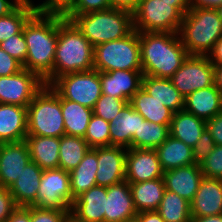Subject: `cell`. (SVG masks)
<instances>
[{
  "label": "cell",
  "instance_id": "6da1fadb",
  "mask_svg": "<svg viewBox=\"0 0 222 222\" xmlns=\"http://www.w3.org/2000/svg\"><path fill=\"white\" fill-rule=\"evenodd\" d=\"M23 34L27 45L23 68L36 73L45 85H50L58 41V16L34 13L25 23Z\"/></svg>",
  "mask_w": 222,
  "mask_h": 222
},
{
  "label": "cell",
  "instance_id": "7a4b0ae2",
  "mask_svg": "<svg viewBox=\"0 0 222 222\" xmlns=\"http://www.w3.org/2000/svg\"><path fill=\"white\" fill-rule=\"evenodd\" d=\"M143 75L169 79L189 56L178 33L139 32Z\"/></svg>",
  "mask_w": 222,
  "mask_h": 222
},
{
  "label": "cell",
  "instance_id": "3957f363",
  "mask_svg": "<svg viewBox=\"0 0 222 222\" xmlns=\"http://www.w3.org/2000/svg\"><path fill=\"white\" fill-rule=\"evenodd\" d=\"M94 47L66 18L58 16V41L54 56L53 81L61 75L94 69Z\"/></svg>",
  "mask_w": 222,
  "mask_h": 222
},
{
  "label": "cell",
  "instance_id": "277c9868",
  "mask_svg": "<svg viewBox=\"0 0 222 222\" xmlns=\"http://www.w3.org/2000/svg\"><path fill=\"white\" fill-rule=\"evenodd\" d=\"M178 34L189 55H208L222 37V20L217 9L190 8L183 16Z\"/></svg>",
  "mask_w": 222,
  "mask_h": 222
},
{
  "label": "cell",
  "instance_id": "5b68a950",
  "mask_svg": "<svg viewBox=\"0 0 222 222\" xmlns=\"http://www.w3.org/2000/svg\"><path fill=\"white\" fill-rule=\"evenodd\" d=\"M93 47L125 38L133 29L132 13L109 8L80 15H67Z\"/></svg>",
  "mask_w": 222,
  "mask_h": 222
},
{
  "label": "cell",
  "instance_id": "8992f818",
  "mask_svg": "<svg viewBox=\"0 0 222 222\" xmlns=\"http://www.w3.org/2000/svg\"><path fill=\"white\" fill-rule=\"evenodd\" d=\"M27 135H66L61 96L50 85H44L27 106Z\"/></svg>",
  "mask_w": 222,
  "mask_h": 222
},
{
  "label": "cell",
  "instance_id": "52a82bcc",
  "mask_svg": "<svg viewBox=\"0 0 222 222\" xmlns=\"http://www.w3.org/2000/svg\"><path fill=\"white\" fill-rule=\"evenodd\" d=\"M190 3H166L163 0H141L132 13L137 32L179 33L183 16Z\"/></svg>",
  "mask_w": 222,
  "mask_h": 222
},
{
  "label": "cell",
  "instance_id": "ba28073f",
  "mask_svg": "<svg viewBox=\"0 0 222 222\" xmlns=\"http://www.w3.org/2000/svg\"><path fill=\"white\" fill-rule=\"evenodd\" d=\"M93 66L100 72L142 70L139 32L95 46Z\"/></svg>",
  "mask_w": 222,
  "mask_h": 222
},
{
  "label": "cell",
  "instance_id": "9c48e42d",
  "mask_svg": "<svg viewBox=\"0 0 222 222\" xmlns=\"http://www.w3.org/2000/svg\"><path fill=\"white\" fill-rule=\"evenodd\" d=\"M50 86L63 98L93 109L102 95L100 71L72 72L56 78Z\"/></svg>",
  "mask_w": 222,
  "mask_h": 222
},
{
  "label": "cell",
  "instance_id": "30bf717a",
  "mask_svg": "<svg viewBox=\"0 0 222 222\" xmlns=\"http://www.w3.org/2000/svg\"><path fill=\"white\" fill-rule=\"evenodd\" d=\"M183 97L215 84L214 65L207 55H189L169 78Z\"/></svg>",
  "mask_w": 222,
  "mask_h": 222
},
{
  "label": "cell",
  "instance_id": "8fae6325",
  "mask_svg": "<svg viewBox=\"0 0 222 222\" xmlns=\"http://www.w3.org/2000/svg\"><path fill=\"white\" fill-rule=\"evenodd\" d=\"M35 206L46 209L71 210L72 193L69 172L60 168L43 170Z\"/></svg>",
  "mask_w": 222,
  "mask_h": 222
},
{
  "label": "cell",
  "instance_id": "7c38bea8",
  "mask_svg": "<svg viewBox=\"0 0 222 222\" xmlns=\"http://www.w3.org/2000/svg\"><path fill=\"white\" fill-rule=\"evenodd\" d=\"M44 85L36 73L25 68L10 76H0V103L27 107Z\"/></svg>",
  "mask_w": 222,
  "mask_h": 222
},
{
  "label": "cell",
  "instance_id": "4fadbf2b",
  "mask_svg": "<svg viewBox=\"0 0 222 222\" xmlns=\"http://www.w3.org/2000/svg\"><path fill=\"white\" fill-rule=\"evenodd\" d=\"M159 178H163V170L155 149H127L125 180L129 184Z\"/></svg>",
  "mask_w": 222,
  "mask_h": 222
},
{
  "label": "cell",
  "instance_id": "5bb4252c",
  "mask_svg": "<svg viewBox=\"0 0 222 222\" xmlns=\"http://www.w3.org/2000/svg\"><path fill=\"white\" fill-rule=\"evenodd\" d=\"M127 148L97 147L96 185L109 187L125 180Z\"/></svg>",
  "mask_w": 222,
  "mask_h": 222
},
{
  "label": "cell",
  "instance_id": "9a60e30c",
  "mask_svg": "<svg viewBox=\"0 0 222 222\" xmlns=\"http://www.w3.org/2000/svg\"><path fill=\"white\" fill-rule=\"evenodd\" d=\"M30 161L25 141L0 144V187L10 188Z\"/></svg>",
  "mask_w": 222,
  "mask_h": 222
},
{
  "label": "cell",
  "instance_id": "2e32d148",
  "mask_svg": "<svg viewBox=\"0 0 222 222\" xmlns=\"http://www.w3.org/2000/svg\"><path fill=\"white\" fill-rule=\"evenodd\" d=\"M142 70L100 72L102 94L130 101L142 87Z\"/></svg>",
  "mask_w": 222,
  "mask_h": 222
},
{
  "label": "cell",
  "instance_id": "e0dca14e",
  "mask_svg": "<svg viewBox=\"0 0 222 222\" xmlns=\"http://www.w3.org/2000/svg\"><path fill=\"white\" fill-rule=\"evenodd\" d=\"M191 217L222 214V180L203 177L190 202Z\"/></svg>",
  "mask_w": 222,
  "mask_h": 222
},
{
  "label": "cell",
  "instance_id": "ac0fdd59",
  "mask_svg": "<svg viewBox=\"0 0 222 222\" xmlns=\"http://www.w3.org/2000/svg\"><path fill=\"white\" fill-rule=\"evenodd\" d=\"M136 215L131 189L126 180L107 187L104 222H124Z\"/></svg>",
  "mask_w": 222,
  "mask_h": 222
},
{
  "label": "cell",
  "instance_id": "d6986e66",
  "mask_svg": "<svg viewBox=\"0 0 222 222\" xmlns=\"http://www.w3.org/2000/svg\"><path fill=\"white\" fill-rule=\"evenodd\" d=\"M199 164H191L163 172L166 190L191 202L203 178Z\"/></svg>",
  "mask_w": 222,
  "mask_h": 222
},
{
  "label": "cell",
  "instance_id": "ffe728a7",
  "mask_svg": "<svg viewBox=\"0 0 222 222\" xmlns=\"http://www.w3.org/2000/svg\"><path fill=\"white\" fill-rule=\"evenodd\" d=\"M27 107L0 103V144L25 141Z\"/></svg>",
  "mask_w": 222,
  "mask_h": 222
},
{
  "label": "cell",
  "instance_id": "44dd1931",
  "mask_svg": "<svg viewBox=\"0 0 222 222\" xmlns=\"http://www.w3.org/2000/svg\"><path fill=\"white\" fill-rule=\"evenodd\" d=\"M42 175L43 169L35 162L30 161L25 166L20 176L9 188L17 207L35 206Z\"/></svg>",
  "mask_w": 222,
  "mask_h": 222
},
{
  "label": "cell",
  "instance_id": "7402d4cb",
  "mask_svg": "<svg viewBox=\"0 0 222 222\" xmlns=\"http://www.w3.org/2000/svg\"><path fill=\"white\" fill-rule=\"evenodd\" d=\"M184 110L204 121L222 112V95L216 85L199 89L184 99Z\"/></svg>",
  "mask_w": 222,
  "mask_h": 222
},
{
  "label": "cell",
  "instance_id": "603a6c76",
  "mask_svg": "<svg viewBox=\"0 0 222 222\" xmlns=\"http://www.w3.org/2000/svg\"><path fill=\"white\" fill-rule=\"evenodd\" d=\"M106 199L107 187L93 186L74 200L71 211L87 222H104Z\"/></svg>",
  "mask_w": 222,
  "mask_h": 222
},
{
  "label": "cell",
  "instance_id": "cb8c5ba5",
  "mask_svg": "<svg viewBox=\"0 0 222 222\" xmlns=\"http://www.w3.org/2000/svg\"><path fill=\"white\" fill-rule=\"evenodd\" d=\"M144 120V117L127 103L121 114L110 121V146L132 148V137L138 134L140 121Z\"/></svg>",
  "mask_w": 222,
  "mask_h": 222
},
{
  "label": "cell",
  "instance_id": "d4e9b609",
  "mask_svg": "<svg viewBox=\"0 0 222 222\" xmlns=\"http://www.w3.org/2000/svg\"><path fill=\"white\" fill-rule=\"evenodd\" d=\"M31 161L41 169H57L59 165L60 138L27 135L25 138Z\"/></svg>",
  "mask_w": 222,
  "mask_h": 222
},
{
  "label": "cell",
  "instance_id": "484cf974",
  "mask_svg": "<svg viewBox=\"0 0 222 222\" xmlns=\"http://www.w3.org/2000/svg\"><path fill=\"white\" fill-rule=\"evenodd\" d=\"M205 129L206 121L183 109L173 114L169 133L193 148Z\"/></svg>",
  "mask_w": 222,
  "mask_h": 222
},
{
  "label": "cell",
  "instance_id": "4316f807",
  "mask_svg": "<svg viewBox=\"0 0 222 222\" xmlns=\"http://www.w3.org/2000/svg\"><path fill=\"white\" fill-rule=\"evenodd\" d=\"M155 150L163 172L195 164L193 148L171 135Z\"/></svg>",
  "mask_w": 222,
  "mask_h": 222
},
{
  "label": "cell",
  "instance_id": "83f0119b",
  "mask_svg": "<svg viewBox=\"0 0 222 222\" xmlns=\"http://www.w3.org/2000/svg\"><path fill=\"white\" fill-rule=\"evenodd\" d=\"M129 104L145 120L167 125L170 128L174 112L167 108L163 102L149 95L142 87L130 99Z\"/></svg>",
  "mask_w": 222,
  "mask_h": 222
},
{
  "label": "cell",
  "instance_id": "f1b7e54d",
  "mask_svg": "<svg viewBox=\"0 0 222 222\" xmlns=\"http://www.w3.org/2000/svg\"><path fill=\"white\" fill-rule=\"evenodd\" d=\"M137 213L157 211L166 190L163 178L129 184Z\"/></svg>",
  "mask_w": 222,
  "mask_h": 222
},
{
  "label": "cell",
  "instance_id": "f546056e",
  "mask_svg": "<svg viewBox=\"0 0 222 222\" xmlns=\"http://www.w3.org/2000/svg\"><path fill=\"white\" fill-rule=\"evenodd\" d=\"M97 148H90L78 166L69 172L72 204L82 193L96 186Z\"/></svg>",
  "mask_w": 222,
  "mask_h": 222
},
{
  "label": "cell",
  "instance_id": "4dcf8cb0",
  "mask_svg": "<svg viewBox=\"0 0 222 222\" xmlns=\"http://www.w3.org/2000/svg\"><path fill=\"white\" fill-rule=\"evenodd\" d=\"M142 88L174 113L184 109L185 97L174 87L170 79L143 75Z\"/></svg>",
  "mask_w": 222,
  "mask_h": 222
},
{
  "label": "cell",
  "instance_id": "1f68e13d",
  "mask_svg": "<svg viewBox=\"0 0 222 222\" xmlns=\"http://www.w3.org/2000/svg\"><path fill=\"white\" fill-rule=\"evenodd\" d=\"M61 111L66 135L84 138L93 109L61 97Z\"/></svg>",
  "mask_w": 222,
  "mask_h": 222
},
{
  "label": "cell",
  "instance_id": "d6a6232c",
  "mask_svg": "<svg viewBox=\"0 0 222 222\" xmlns=\"http://www.w3.org/2000/svg\"><path fill=\"white\" fill-rule=\"evenodd\" d=\"M90 149L83 137L63 135L60 137L58 168L67 172L75 169Z\"/></svg>",
  "mask_w": 222,
  "mask_h": 222
},
{
  "label": "cell",
  "instance_id": "836d02e7",
  "mask_svg": "<svg viewBox=\"0 0 222 222\" xmlns=\"http://www.w3.org/2000/svg\"><path fill=\"white\" fill-rule=\"evenodd\" d=\"M157 212L164 222H191L190 202L177 193L165 190Z\"/></svg>",
  "mask_w": 222,
  "mask_h": 222
},
{
  "label": "cell",
  "instance_id": "e575fe53",
  "mask_svg": "<svg viewBox=\"0 0 222 222\" xmlns=\"http://www.w3.org/2000/svg\"><path fill=\"white\" fill-rule=\"evenodd\" d=\"M170 135L167 125L156 124L147 120L140 121L138 134L132 137V148L156 149Z\"/></svg>",
  "mask_w": 222,
  "mask_h": 222
},
{
  "label": "cell",
  "instance_id": "d590c367",
  "mask_svg": "<svg viewBox=\"0 0 222 222\" xmlns=\"http://www.w3.org/2000/svg\"><path fill=\"white\" fill-rule=\"evenodd\" d=\"M35 13L28 0H24L13 12L0 17V43L23 30L27 20Z\"/></svg>",
  "mask_w": 222,
  "mask_h": 222
},
{
  "label": "cell",
  "instance_id": "8d00e7d4",
  "mask_svg": "<svg viewBox=\"0 0 222 222\" xmlns=\"http://www.w3.org/2000/svg\"><path fill=\"white\" fill-rule=\"evenodd\" d=\"M110 122L92 115L84 139L90 148L110 146Z\"/></svg>",
  "mask_w": 222,
  "mask_h": 222
},
{
  "label": "cell",
  "instance_id": "74e56055",
  "mask_svg": "<svg viewBox=\"0 0 222 222\" xmlns=\"http://www.w3.org/2000/svg\"><path fill=\"white\" fill-rule=\"evenodd\" d=\"M127 103L129 102L126 100L102 94L95 103L93 114L110 122L121 114Z\"/></svg>",
  "mask_w": 222,
  "mask_h": 222
},
{
  "label": "cell",
  "instance_id": "f35d334b",
  "mask_svg": "<svg viewBox=\"0 0 222 222\" xmlns=\"http://www.w3.org/2000/svg\"><path fill=\"white\" fill-rule=\"evenodd\" d=\"M35 13L65 18L75 7L76 0H45L42 4L34 5L28 0Z\"/></svg>",
  "mask_w": 222,
  "mask_h": 222
},
{
  "label": "cell",
  "instance_id": "ab89813d",
  "mask_svg": "<svg viewBox=\"0 0 222 222\" xmlns=\"http://www.w3.org/2000/svg\"><path fill=\"white\" fill-rule=\"evenodd\" d=\"M199 165L204 177L222 180V145H216Z\"/></svg>",
  "mask_w": 222,
  "mask_h": 222
},
{
  "label": "cell",
  "instance_id": "60d3db41",
  "mask_svg": "<svg viewBox=\"0 0 222 222\" xmlns=\"http://www.w3.org/2000/svg\"><path fill=\"white\" fill-rule=\"evenodd\" d=\"M0 47L14 59L24 65L27 55V45L24 38L23 30L11 37H8L2 43Z\"/></svg>",
  "mask_w": 222,
  "mask_h": 222
},
{
  "label": "cell",
  "instance_id": "b9f144b4",
  "mask_svg": "<svg viewBox=\"0 0 222 222\" xmlns=\"http://www.w3.org/2000/svg\"><path fill=\"white\" fill-rule=\"evenodd\" d=\"M68 210L46 209L30 206L31 222H63Z\"/></svg>",
  "mask_w": 222,
  "mask_h": 222
},
{
  "label": "cell",
  "instance_id": "7bdbcfd3",
  "mask_svg": "<svg viewBox=\"0 0 222 222\" xmlns=\"http://www.w3.org/2000/svg\"><path fill=\"white\" fill-rule=\"evenodd\" d=\"M216 144L207 128L193 147L195 164H200L215 148Z\"/></svg>",
  "mask_w": 222,
  "mask_h": 222
},
{
  "label": "cell",
  "instance_id": "ee69618b",
  "mask_svg": "<svg viewBox=\"0 0 222 222\" xmlns=\"http://www.w3.org/2000/svg\"><path fill=\"white\" fill-rule=\"evenodd\" d=\"M110 8V0H76L74 9L68 15H80Z\"/></svg>",
  "mask_w": 222,
  "mask_h": 222
},
{
  "label": "cell",
  "instance_id": "f6af8a7d",
  "mask_svg": "<svg viewBox=\"0 0 222 222\" xmlns=\"http://www.w3.org/2000/svg\"><path fill=\"white\" fill-rule=\"evenodd\" d=\"M16 208L9 188L0 187V222H5Z\"/></svg>",
  "mask_w": 222,
  "mask_h": 222
},
{
  "label": "cell",
  "instance_id": "bcb514c9",
  "mask_svg": "<svg viewBox=\"0 0 222 222\" xmlns=\"http://www.w3.org/2000/svg\"><path fill=\"white\" fill-rule=\"evenodd\" d=\"M23 69V65L0 47V76H10Z\"/></svg>",
  "mask_w": 222,
  "mask_h": 222
},
{
  "label": "cell",
  "instance_id": "7dc6e473",
  "mask_svg": "<svg viewBox=\"0 0 222 222\" xmlns=\"http://www.w3.org/2000/svg\"><path fill=\"white\" fill-rule=\"evenodd\" d=\"M206 128L210 132L216 145H222V112L206 121Z\"/></svg>",
  "mask_w": 222,
  "mask_h": 222
},
{
  "label": "cell",
  "instance_id": "c3c4849f",
  "mask_svg": "<svg viewBox=\"0 0 222 222\" xmlns=\"http://www.w3.org/2000/svg\"><path fill=\"white\" fill-rule=\"evenodd\" d=\"M141 0H110V8L133 13Z\"/></svg>",
  "mask_w": 222,
  "mask_h": 222
},
{
  "label": "cell",
  "instance_id": "681fc988",
  "mask_svg": "<svg viewBox=\"0 0 222 222\" xmlns=\"http://www.w3.org/2000/svg\"><path fill=\"white\" fill-rule=\"evenodd\" d=\"M5 222H31L30 206L17 207Z\"/></svg>",
  "mask_w": 222,
  "mask_h": 222
},
{
  "label": "cell",
  "instance_id": "f907efd6",
  "mask_svg": "<svg viewBox=\"0 0 222 222\" xmlns=\"http://www.w3.org/2000/svg\"><path fill=\"white\" fill-rule=\"evenodd\" d=\"M207 56L214 66L222 65V37L215 43L213 50Z\"/></svg>",
  "mask_w": 222,
  "mask_h": 222
},
{
  "label": "cell",
  "instance_id": "816d5d0a",
  "mask_svg": "<svg viewBox=\"0 0 222 222\" xmlns=\"http://www.w3.org/2000/svg\"><path fill=\"white\" fill-rule=\"evenodd\" d=\"M24 0H0V17H4L13 12Z\"/></svg>",
  "mask_w": 222,
  "mask_h": 222
},
{
  "label": "cell",
  "instance_id": "f5cc1de1",
  "mask_svg": "<svg viewBox=\"0 0 222 222\" xmlns=\"http://www.w3.org/2000/svg\"><path fill=\"white\" fill-rule=\"evenodd\" d=\"M222 5V0H190V8H213Z\"/></svg>",
  "mask_w": 222,
  "mask_h": 222
},
{
  "label": "cell",
  "instance_id": "db71d44e",
  "mask_svg": "<svg viewBox=\"0 0 222 222\" xmlns=\"http://www.w3.org/2000/svg\"><path fill=\"white\" fill-rule=\"evenodd\" d=\"M140 222H164L157 211H144L136 215Z\"/></svg>",
  "mask_w": 222,
  "mask_h": 222
},
{
  "label": "cell",
  "instance_id": "11a10c76",
  "mask_svg": "<svg viewBox=\"0 0 222 222\" xmlns=\"http://www.w3.org/2000/svg\"><path fill=\"white\" fill-rule=\"evenodd\" d=\"M191 222H222V214L207 217H192Z\"/></svg>",
  "mask_w": 222,
  "mask_h": 222
},
{
  "label": "cell",
  "instance_id": "9f6ffc18",
  "mask_svg": "<svg viewBox=\"0 0 222 222\" xmlns=\"http://www.w3.org/2000/svg\"><path fill=\"white\" fill-rule=\"evenodd\" d=\"M215 85L222 95V65L214 66Z\"/></svg>",
  "mask_w": 222,
  "mask_h": 222
},
{
  "label": "cell",
  "instance_id": "6f0895ef",
  "mask_svg": "<svg viewBox=\"0 0 222 222\" xmlns=\"http://www.w3.org/2000/svg\"><path fill=\"white\" fill-rule=\"evenodd\" d=\"M63 222H87V221L80 219L76 214H74L71 210H69L66 212Z\"/></svg>",
  "mask_w": 222,
  "mask_h": 222
},
{
  "label": "cell",
  "instance_id": "680465c9",
  "mask_svg": "<svg viewBox=\"0 0 222 222\" xmlns=\"http://www.w3.org/2000/svg\"><path fill=\"white\" fill-rule=\"evenodd\" d=\"M166 3H190V0H163Z\"/></svg>",
  "mask_w": 222,
  "mask_h": 222
},
{
  "label": "cell",
  "instance_id": "91938a15",
  "mask_svg": "<svg viewBox=\"0 0 222 222\" xmlns=\"http://www.w3.org/2000/svg\"><path fill=\"white\" fill-rule=\"evenodd\" d=\"M124 222H140V221H139L138 217L135 216V217H133V218H130V219L125 220Z\"/></svg>",
  "mask_w": 222,
  "mask_h": 222
},
{
  "label": "cell",
  "instance_id": "94428289",
  "mask_svg": "<svg viewBox=\"0 0 222 222\" xmlns=\"http://www.w3.org/2000/svg\"><path fill=\"white\" fill-rule=\"evenodd\" d=\"M217 11H218L219 16H220V18H221V20H222V5H220V6L217 8Z\"/></svg>",
  "mask_w": 222,
  "mask_h": 222
}]
</instances>
